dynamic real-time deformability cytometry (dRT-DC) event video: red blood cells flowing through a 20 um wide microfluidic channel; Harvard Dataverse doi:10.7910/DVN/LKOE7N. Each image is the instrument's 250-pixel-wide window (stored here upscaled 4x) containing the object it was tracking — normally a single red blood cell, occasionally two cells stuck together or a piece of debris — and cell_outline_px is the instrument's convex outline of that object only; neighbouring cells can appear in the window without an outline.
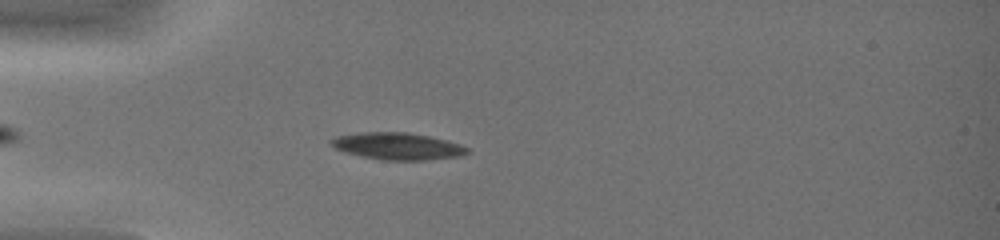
{"species": "common noctule bat (a hibernating species)", "species_latin": "Nyctalus noctula", "temperature_condition": "warm", "stored_images_in_passage": 37, "camera_frame_rate_fps": 3000, "um_per_image_px": 0.085, "animal": {"sex": "female", "body_mass_g": 19.0, "forearm_length_mm": 51.5}, "frame": {"image": 1, "passage_image": 6, "time_ms": 1.667, "image_size_px": [1000, 240], "cell_outline_px": [[468, 152], [460, 156], [424, 160], [384, 160], [360, 156], [344, 152], [328, 144], [328, 140], [336, 136], [360, 132], [408, 132], [448, 140], [460, 144], [468, 148]], "centroid_in_image_um": [33.74, 12.42], "position_along_channel_um": 51.3, "area_um2": 21.5}}
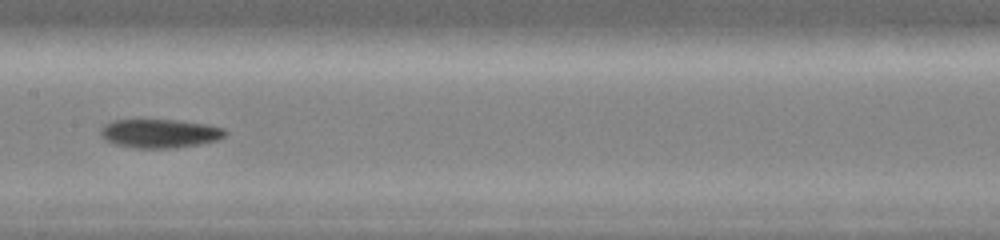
{"frame": {"image": 2, "passage_image": 17, "time_ms": 5.333, "image_size_px": [1000, 240], "cell_outline_px": [[228, 132], [220, 140], [200, 144], [176, 148], [136, 148], [116, 144], [100, 136], [100, 128], [104, 124], [112, 120], [180, 120], [208, 124], [224, 128]], "centroid_in_image_um": [13.62, 11.34], "position_along_channel_um": 193.8, "area_um2": 21.1}}
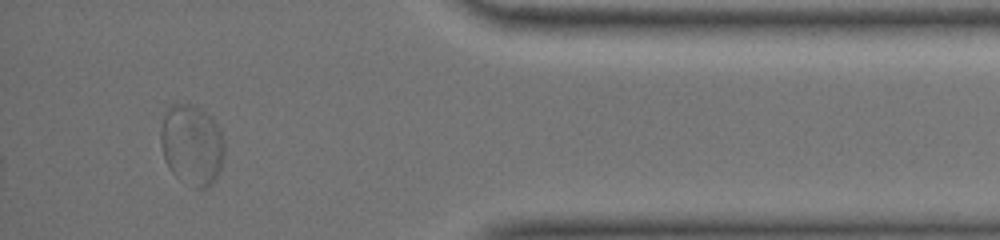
{"frame": {"image": 3, "passage_image": 34, "time_ms": 11.0, "image_size_px": [1000, 240], "cell_outline_px": [[224, 156], [220, 168], [216, 176], [204, 188], [196, 188], [180, 180], [168, 168], [164, 160], [160, 144], [160, 132], [164, 112], [168, 104], [196, 104], [208, 112], [212, 116], [220, 128], [224, 140]], "centroid_in_image_um": [16.29, 12.24], "position_along_channel_um": 418.9, "area_um2": 30.52}}